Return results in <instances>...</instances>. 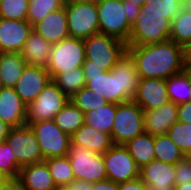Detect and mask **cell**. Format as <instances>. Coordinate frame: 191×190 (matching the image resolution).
<instances>
[{
  "mask_svg": "<svg viewBox=\"0 0 191 190\" xmlns=\"http://www.w3.org/2000/svg\"><path fill=\"white\" fill-rule=\"evenodd\" d=\"M176 184L191 182V157L185 156L180 162L175 164Z\"/></svg>",
  "mask_w": 191,
  "mask_h": 190,
  "instance_id": "obj_39",
  "label": "cell"
},
{
  "mask_svg": "<svg viewBox=\"0 0 191 190\" xmlns=\"http://www.w3.org/2000/svg\"><path fill=\"white\" fill-rule=\"evenodd\" d=\"M53 81L58 88L69 98L86 85L85 75L82 67L58 74Z\"/></svg>",
  "mask_w": 191,
  "mask_h": 190,
  "instance_id": "obj_32",
  "label": "cell"
},
{
  "mask_svg": "<svg viewBox=\"0 0 191 190\" xmlns=\"http://www.w3.org/2000/svg\"><path fill=\"white\" fill-rule=\"evenodd\" d=\"M177 121L180 123H191V101L177 105Z\"/></svg>",
  "mask_w": 191,
  "mask_h": 190,
  "instance_id": "obj_40",
  "label": "cell"
},
{
  "mask_svg": "<svg viewBox=\"0 0 191 190\" xmlns=\"http://www.w3.org/2000/svg\"><path fill=\"white\" fill-rule=\"evenodd\" d=\"M20 168L11 147L4 141L0 143V175L5 179H17Z\"/></svg>",
  "mask_w": 191,
  "mask_h": 190,
  "instance_id": "obj_37",
  "label": "cell"
},
{
  "mask_svg": "<svg viewBox=\"0 0 191 190\" xmlns=\"http://www.w3.org/2000/svg\"><path fill=\"white\" fill-rule=\"evenodd\" d=\"M65 3V0H29L27 21L34 26L49 13L65 6Z\"/></svg>",
  "mask_w": 191,
  "mask_h": 190,
  "instance_id": "obj_33",
  "label": "cell"
},
{
  "mask_svg": "<svg viewBox=\"0 0 191 190\" xmlns=\"http://www.w3.org/2000/svg\"><path fill=\"white\" fill-rule=\"evenodd\" d=\"M170 101L181 104L191 101V77L183 70L168 79H165Z\"/></svg>",
  "mask_w": 191,
  "mask_h": 190,
  "instance_id": "obj_26",
  "label": "cell"
},
{
  "mask_svg": "<svg viewBox=\"0 0 191 190\" xmlns=\"http://www.w3.org/2000/svg\"><path fill=\"white\" fill-rule=\"evenodd\" d=\"M154 153L156 160L174 165L185 157L168 134L154 136Z\"/></svg>",
  "mask_w": 191,
  "mask_h": 190,
  "instance_id": "obj_29",
  "label": "cell"
},
{
  "mask_svg": "<svg viewBox=\"0 0 191 190\" xmlns=\"http://www.w3.org/2000/svg\"><path fill=\"white\" fill-rule=\"evenodd\" d=\"M99 33L128 43L132 24L126 18V5L122 0H104L97 3Z\"/></svg>",
  "mask_w": 191,
  "mask_h": 190,
  "instance_id": "obj_9",
  "label": "cell"
},
{
  "mask_svg": "<svg viewBox=\"0 0 191 190\" xmlns=\"http://www.w3.org/2000/svg\"><path fill=\"white\" fill-rule=\"evenodd\" d=\"M29 0H0V18L27 20Z\"/></svg>",
  "mask_w": 191,
  "mask_h": 190,
  "instance_id": "obj_38",
  "label": "cell"
},
{
  "mask_svg": "<svg viewBox=\"0 0 191 190\" xmlns=\"http://www.w3.org/2000/svg\"><path fill=\"white\" fill-rule=\"evenodd\" d=\"M70 37L85 39L99 33L97 4L82 0L65 3Z\"/></svg>",
  "mask_w": 191,
  "mask_h": 190,
  "instance_id": "obj_5",
  "label": "cell"
},
{
  "mask_svg": "<svg viewBox=\"0 0 191 190\" xmlns=\"http://www.w3.org/2000/svg\"><path fill=\"white\" fill-rule=\"evenodd\" d=\"M39 143L44 159L68 155L71 136L64 133L54 120H43L30 123Z\"/></svg>",
  "mask_w": 191,
  "mask_h": 190,
  "instance_id": "obj_10",
  "label": "cell"
},
{
  "mask_svg": "<svg viewBox=\"0 0 191 190\" xmlns=\"http://www.w3.org/2000/svg\"><path fill=\"white\" fill-rule=\"evenodd\" d=\"M85 59L83 39L68 37L53 44L46 68L53 80L58 74L82 67Z\"/></svg>",
  "mask_w": 191,
  "mask_h": 190,
  "instance_id": "obj_7",
  "label": "cell"
},
{
  "mask_svg": "<svg viewBox=\"0 0 191 190\" xmlns=\"http://www.w3.org/2000/svg\"><path fill=\"white\" fill-rule=\"evenodd\" d=\"M140 79H168L185 70L187 49L173 40L144 46H127Z\"/></svg>",
  "mask_w": 191,
  "mask_h": 190,
  "instance_id": "obj_1",
  "label": "cell"
},
{
  "mask_svg": "<svg viewBox=\"0 0 191 190\" xmlns=\"http://www.w3.org/2000/svg\"><path fill=\"white\" fill-rule=\"evenodd\" d=\"M107 179L122 183L140 177V168L124 145H113L103 153Z\"/></svg>",
  "mask_w": 191,
  "mask_h": 190,
  "instance_id": "obj_13",
  "label": "cell"
},
{
  "mask_svg": "<svg viewBox=\"0 0 191 190\" xmlns=\"http://www.w3.org/2000/svg\"><path fill=\"white\" fill-rule=\"evenodd\" d=\"M53 120L64 133L71 136L84 124V113L69 101Z\"/></svg>",
  "mask_w": 191,
  "mask_h": 190,
  "instance_id": "obj_28",
  "label": "cell"
},
{
  "mask_svg": "<svg viewBox=\"0 0 191 190\" xmlns=\"http://www.w3.org/2000/svg\"><path fill=\"white\" fill-rule=\"evenodd\" d=\"M70 101L51 80L37 98L27 106V125L37 121L52 120L55 115Z\"/></svg>",
  "mask_w": 191,
  "mask_h": 190,
  "instance_id": "obj_11",
  "label": "cell"
},
{
  "mask_svg": "<svg viewBox=\"0 0 191 190\" xmlns=\"http://www.w3.org/2000/svg\"><path fill=\"white\" fill-rule=\"evenodd\" d=\"M119 190H148V186L138 177L133 180L119 183Z\"/></svg>",
  "mask_w": 191,
  "mask_h": 190,
  "instance_id": "obj_41",
  "label": "cell"
},
{
  "mask_svg": "<svg viewBox=\"0 0 191 190\" xmlns=\"http://www.w3.org/2000/svg\"><path fill=\"white\" fill-rule=\"evenodd\" d=\"M144 133L143 110L133 101L116 104L111 138L115 145H124Z\"/></svg>",
  "mask_w": 191,
  "mask_h": 190,
  "instance_id": "obj_6",
  "label": "cell"
},
{
  "mask_svg": "<svg viewBox=\"0 0 191 190\" xmlns=\"http://www.w3.org/2000/svg\"><path fill=\"white\" fill-rule=\"evenodd\" d=\"M143 111L153 110L170 101L165 79H139L132 99Z\"/></svg>",
  "mask_w": 191,
  "mask_h": 190,
  "instance_id": "obj_16",
  "label": "cell"
},
{
  "mask_svg": "<svg viewBox=\"0 0 191 190\" xmlns=\"http://www.w3.org/2000/svg\"><path fill=\"white\" fill-rule=\"evenodd\" d=\"M175 174L174 164L156 159L140 168V178L148 186V190H174Z\"/></svg>",
  "mask_w": 191,
  "mask_h": 190,
  "instance_id": "obj_17",
  "label": "cell"
},
{
  "mask_svg": "<svg viewBox=\"0 0 191 190\" xmlns=\"http://www.w3.org/2000/svg\"><path fill=\"white\" fill-rule=\"evenodd\" d=\"M51 80L46 67L26 65L14 88L25 105L28 106Z\"/></svg>",
  "mask_w": 191,
  "mask_h": 190,
  "instance_id": "obj_14",
  "label": "cell"
},
{
  "mask_svg": "<svg viewBox=\"0 0 191 190\" xmlns=\"http://www.w3.org/2000/svg\"><path fill=\"white\" fill-rule=\"evenodd\" d=\"M82 69L85 75L86 83L89 81V76L102 75L106 72L104 69L96 65H83Z\"/></svg>",
  "mask_w": 191,
  "mask_h": 190,
  "instance_id": "obj_45",
  "label": "cell"
},
{
  "mask_svg": "<svg viewBox=\"0 0 191 190\" xmlns=\"http://www.w3.org/2000/svg\"><path fill=\"white\" fill-rule=\"evenodd\" d=\"M3 84H2V81H1V75H0V90L3 88Z\"/></svg>",
  "mask_w": 191,
  "mask_h": 190,
  "instance_id": "obj_54",
  "label": "cell"
},
{
  "mask_svg": "<svg viewBox=\"0 0 191 190\" xmlns=\"http://www.w3.org/2000/svg\"><path fill=\"white\" fill-rule=\"evenodd\" d=\"M54 190H93V183L74 180L69 186H56Z\"/></svg>",
  "mask_w": 191,
  "mask_h": 190,
  "instance_id": "obj_42",
  "label": "cell"
},
{
  "mask_svg": "<svg viewBox=\"0 0 191 190\" xmlns=\"http://www.w3.org/2000/svg\"><path fill=\"white\" fill-rule=\"evenodd\" d=\"M187 51L191 54V46L187 49Z\"/></svg>",
  "mask_w": 191,
  "mask_h": 190,
  "instance_id": "obj_55",
  "label": "cell"
},
{
  "mask_svg": "<svg viewBox=\"0 0 191 190\" xmlns=\"http://www.w3.org/2000/svg\"><path fill=\"white\" fill-rule=\"evenodd\" d=\"M33 26L27 20L0 18V53H21Z\"/></svg>",
  "mask_w": 191,
  "mask_h": 190,
  "instance_id": "obj_15",
  "label": "cell"
},
{
  "mask_svg": "<svg viewBox=\"0 0 191 190\" xmlns=\"http://www.w3.org/2000/svg\"><path fill=\"white\" fill-rule=\"evenodd\" d=\"M86 59L83 65H96L111 71L126 52V44L106 34H95L83 39Z\"/></svg>",
  "mask_w": 191,
  "mask_h": 190,
  "instance_id": "obj_4",
  "label": "cell"
},
{
  "mask_svg": "<svg viewBox=\"0 0 191 190\" xmlns=\"http://www.w3.org/2000/svg\"><path fill=\"white\" fill-rule=\"evenodd\" d=\"M170 40L186 49L191 46V13L182 9L172 20Z\"/></svg>",
  "mask_w": 191,
  "mask_h": 190,
  "instance_id": "obj_31",
  "label": "cell"
},
{
  "mask_svg": "<svg viewBox=\"0 0 191 190\" xmlns=\"http://www.w3.org/2000/svg\"><path fill=\"white\" fill-rule=\"evenodd\" d=\"M115 115L116 104L108 103L85 113L84 123L101 132L111 134Z\"/></svg>",
  "mask_w": 191,
  "mask_h": 190,
  "instance_id": "obj_27",
  "label": "cell"
},
{
  "mask_svg": "<svg viewBox=\"0 0 191 190\" xmlns=\"http://www.w3.org/2000/svg\"><path fill=\"white\" fill-rule=\"evenodd\" d=\"M56 186H69L73 183L74 174L68 156L54 157L44 160Z\"/></svg>",
  "mask_w": 191,
  "mask_h": 190,
  "instance_id": "obj_30",
  "label": "cell"
},
{
  "mask_svg": "<svg viewBox=\"0 0 191 190\" xmlns=\"http://www.w3.org/2000/svg\"><path fill=\"white\" fill-rule=\"evenodd\" d=\"M178 108L172 101L153 110L143 111L144 132L156 136L165 135L174 122H177Z\"/></svg>",
  "mask_w": 191,
  "mask_h": 190,
  "instance_id": "obj_19",
  "label": "cell"
},
{
  "mask_svg": "<svg viewBox=\"0 0 191 190\" xmlns=\"http://www.w3.org/2000/svg\"><path fill=\"white\" fill-rule=\"evenodd\" d=\"M33 30L52 44L70 37L65 6L49 13L45 19L33 26Z\"/></svg>",
  "mask_w": 191,
  "mask_h": 190,
  "instance_id": "obj_20",
  "label": "cell"
},
{
  "mask_svg": "<svg viewBox=\"0 0 191 190\" xmlns=\"http://www.w3.org/2000/svg\"><path fill=\"white\" fill-rule=\"evenodd\" d=\"M23 190H54L56 185L45 161L23 166L17 178Z\"/></svg>",
  "mask_w": 191,
  "mask_h": 190,
  "instance_id": "obj_21",
  "label": "cell"
},
{
  "mask_svg": "<svg viewBox=\"0 0 191 190\" xmlns=\"http://www.w3.org/2000/svg\"><path fill=\"white\" fill-rule=\"evenodd\" d=\"M0 119L12 128L27 125V106L15 88L0 90Z\"/></svg>",
  "mask_w": 191,
  "mask_h": 190,
  "instance_id": "obj_18",
  "label": "cell"
},
{
  "mask_svg": "<svg viewBox=\"0 0 191 190\" xmlns=\"http://www.w3.org/2000/svg\"><path fill=\"white\" fill-rule=\"evenodd\" d=\"M172 21L156 12L139 15L131 26V34L126 46H144L170 39Z\"/></svg>",
  "mask_w": 191,
  "mask_h": 190,
  "instance_id": "obj_3",
  "label": "cell"
},
{
  "mask_svg": "<svg viewBox=\"0 0 191 190\" xmlns=\"http://www.w3.org/2000/svg\"><path fill=\"white\" fill-rule=\"evenodd\" d=\"M93 190H119V183L106 179L93 183Z\"/></svg>",
  "mask_w": 191,
  "mask_h": 190,
  "instance_id": "obj_44",
  "label": "cell"
},
{
  "mask_svg": "<svg viewBox=\"0 0 191 190\" xmlns=\"http://www.w3.org/2000/svg\"><path fill=\"white\" fill-rule=\"evenodd\" d=\"M183 9L191 13V0H182Z\"/></svg>",
  "mask_w": 191,
  "mask_h": 190,
  "instance_id": "obj_50",
  "label": "cell"
},
{
  "mask_svg": "<svg viewBox=\"0 0 191 190\" xmlns=\"http://www.w3.org/2000/svg\"><path fill=\"white\" fill-rule=\"evenodd\" d=\"M185 71L191 77V54L187 51L185 57Z\"/></svg>",
  "mask_w": 191,
  "mask_h": 190,
  "instance_id": "obj_48",
  "label": "cell"
},
{
  "mask_svg": "<svg viewBox=\"0 0 191 190\" xmlns=\"http://www.w3.org/2000/svg\"><path fill=\"white\" fill-rule=\"evenodd\" d=\"M139 79L133 59L125 52L111 71L89 76L85 87L101 95L108 103L119 104L133 99Z\"/></svg>",
  "mask_w": 191,
  "mask_h": 190,
  "instance_id": "obj_2",
  "label": "cell"
},
{
  "mask_svg": "<svg viewBox=\"0 0 191 190\" xmlns=\"http://www.w3.org/2000/svg\"><path fill=\"white\" fill-rule=\"evenodd\" d=\"M0 190H23L17 179H6L0 186Z\"/></svg>",
  "mask_w": 191,
  "mask_h": 190,
  "instance_id": "obj_46",
  "label": "cell"
},
{
  "mask_svg": "<svg viewBox=\"0 0 191 190\" xmlns=\"http://www.w3.org/2000/svg\"><path fill=\"white\" fill-rule=\"evenodd\" d=\"M122 5H126V18L131 24H133L139 15L141 7L136 6L133 3H129L128 0H122Z\"/></svg>",
  "mask_w": 191,
  "mask_h": 190,
  "instance_id": "obj_43",
  "label": "cell"
},
{
  "mask_svg": "<svg viewBox=\"0 0 191 190\" xmlns=\"http://www.w3.org/2000/svg\"><path fill=\"white\" fill-rule=\"evenodd\" d=\"M71 142L98 154L105 153L114 145L111 134L101 132L85 123L71 135Z\"/></svg>",
  "mask_w": 191,
  "mask_h": 190,
  "instance_id": "obj_22",
  "label": "cell"
},
{
  "mask_svg": "<svg viewBox=\"0 0 191 190\" xmlns=\"http://www.w3.org/2000/svg\"><path fill=\"white\" fill-rule=\"evenodd\" d=\"M6 179L0 175V186L2 185V183L5 181Z\"/></svg>",
  "mask_w": 191,
  "mask_h": 190,
  "instance_id": "obj_53",
  "label": "cell"
},
{
  "mask_svg": "<svg viewBox=\"0 0 191 190\" xmlns=\"http://www.w3.org/2000/svg\"><path fill=\"white\" fill-rule=\"evenodd\" d=\"M67 156L75 180L95 183L107 179L103 154L92 152L84 146L71 142Z\"/></svg>",
  "mask_w": 191,
  "mask_h": 190,
  "instance_id": "obj_8",
  "label": "cell"
},
{
  "mask_svg": "<svg viewBox=\"0 0 191 190\" xmlns=\"http://www.w3.org/2000/svg\"><path fill=\"white\" fill-rule=\"evenodd\" d=\"M124 146L139 168L155 159L154 136L145 132L129 140Z\"/></svg>",
  "mask_w": 191,
  "mask_h": 190,
  "instance_id": "obj_25",
  "label": "cell"
},
{
  "mask_svg": "<svg viewBox=\"0 0 191 190\" xmlns=\"http://www.w3.org/2000/svg\"><path fill=\"white\" fill-rule=\"evenodd\" d=\"M5 142L15 154L20 169L23 166L45 160L35 134L29 125L11 128Z\"/></svg>",
  "mask_w": 191,
  "mask_h": 190,
  "instance_id": "obj_12",
  "label": "cell"
},
{
  "mask_svg": "<svg viewBox=\"0 0 191 190\" xmlns=\"http://www.w3.org/2000/svg\"><path fill=\"white\" fill-rule=\"evenodd\" d=\"M174 190H191V182L185 184H176Z\"/></svg>",
  "mask_w": 191,
  "mask_h": 190,
  "instance_id": "obj_49",
  "label": "cell"
},
{
  "mask_svg": "<svg viewBox=\"0 0 191 190\" xmlns=\"http://www.w3.org/2000/svg\"><path fill=\"white\" fill-rule=\"evenodd\" d=\"M129 3H133L136 6L142 7L146 0H128Z\"/></svg>",
  "mask_w": 191,
  "mask_h": 190,
  "instance_id": "obj_51",
  "label": "cell"
},
{
  "mask_svg": "<svg viewBox=\"0 0 191 190\" xmlns=\"http://www.w3.org/2000/svg\"><path fill=\"white\" fill-rule=\"evenodd\" d=\"M167 134L185 156H191V123L174 122Z\"/></svg>",
  "mask_w": 191,
  "mask_h": 190,
  "instance_id": "obj_36",
  "label": "cell"
},
{
  "mask_svg": "<svg viewBox=\"0 0 191 190\" xmlns=\"http://www.w3.org/2000/svg\"><path fill=\"white\" fill-rule=\"evenodd\" d=\"M70 101L77 106L84 114L96 109L97 107L108 104L101 95L83 87L81 90L76 92Z\"/></svg>",
  "mask_w": 191,
  "mask_h": 190,
  "instance_id": "obj_35",
  "label": "cell"
},
{
  "mask_svg": "<svg viewBox=\"0 0 191 190\" xmlns=\"http://www.w3.org/2000/svg\"><path fill=\"white\" fill-rule=\"evenodd\" d=\"M21 53H0V75L4 87L14 88L26 67Z\"/></svg>",
  "mask_w": 191,
  "mask_h": 190,
  "instance_id": "obj_24",
  "label": "cell"
},
{
  "mask_svg": "<svg viewBox=\"0 0 191 190\" xmlns=\"http://www.w3.org/2000/svg\"><path fill=\"white\" fill-rule=\"evenodd\" d=\"M11 126L0 119V143L4 142L11 130Z\"/></svg>",
  "mask_w": 191,
  "mask_h": 190,
  "instance_id": "obj_47",
  "label": "cell"
},
{
  "mask_svg": "<svg viewBox=\"0 0 191 190\" xmlns=\"http://www.w3.org/2000/svg\"><path fill=\"white\" fill-rule=\"evenodd\" d=\"M82 1H86V2H91V3H99V2H102L104 0H82Z\"/></svg>",
  "mask_w": 191,
  "mask_h": 190,
  "instance_id": "obj_52",
  "label": "cell"
},
{
  "mask_svg": "<svg viewBox=\"0 0 191 190\" xmlns=\"http://www.w3.org/2000/svg\"><path fill=\"white\" fill-rule=\"evenodd\" d=\"M52 47V43L47 42L33 30L21 51L22 59L27 65L46 67Z\"/></svg>",
  "mask_w": 191,
  "mask_h": 190,
  "instance_id": "obj_23",
  "label": "cell"
},
{
  "mask_svg": "<svg viewBox=\"0 0 191 190\" xmlns=\"http://www.w3.org/2000/svg\"><path fill=\"white\" fill-rule=\"evenodd\" d=\"M183 9L182 0H146L141 11L156 12L169 20H173Z\"/></svg>",
  "mask_w": 191,
  "mask_h": 190,
  "instance_id": "obj_34",
  "label": "cell"
}]
</instances>
